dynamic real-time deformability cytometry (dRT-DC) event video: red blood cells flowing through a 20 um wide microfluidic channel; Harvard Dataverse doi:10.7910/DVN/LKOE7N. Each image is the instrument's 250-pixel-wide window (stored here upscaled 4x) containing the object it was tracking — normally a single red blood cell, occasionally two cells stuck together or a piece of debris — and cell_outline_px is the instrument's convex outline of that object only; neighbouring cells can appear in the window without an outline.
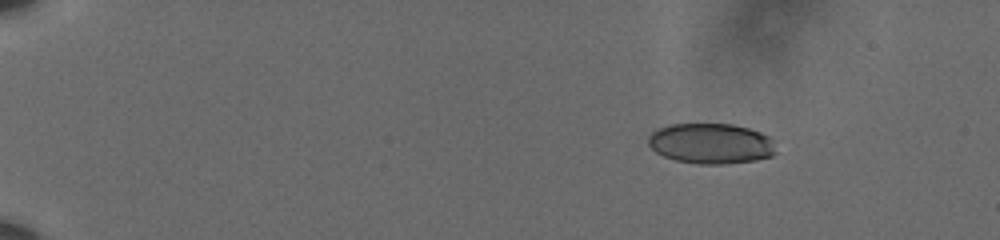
{"species": "human", "species_latin": "Homo sapiens", "temperature_condition": "cold", "stored_images_in_passage": 16, "camera_frame_rate_fps": 3000, "um_per_image_px": 0.085, "donor": {"sex": "male"}, "frame": {"image": 1, "passage_image": 1, "time_ms": 0.0, "image_size_px": [1000, 240], "cell_outline_px": [[776, 152], [772, 156], [756, 160], [724, 164], [700, 164], [676, 160], [664, 156], [656, 152], [648, 144], [648, 136], [652, 132], [660, 128], [672, 124], [732, 124], [748, 128], [760, 132], [768, 136], [772, 140]], "centroid_in_image_um": [60.44, 12.2], "position_along_channel_um": 24.6, "area_um2": 30.0}}
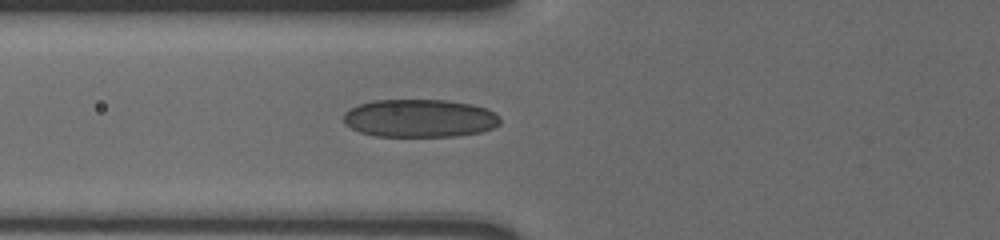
{"frame": {"image": 2, "passage_image": 14, "time_ms": 4.333, "image_size_px": [1000, 240], "cell_outline_px": [[500, 124], [492, 128], [480, 132], [456, 136], [376, 136], [360, 132], [344, 124], [344, 112], [360, 104], [372, 100], [444, 100], [472, 104], [496, 112], [500, 116]], "centroid_in_image_um": [35.69, 10.05], "position_along_channel_um": 90.1, "area_um2": 34.68}}
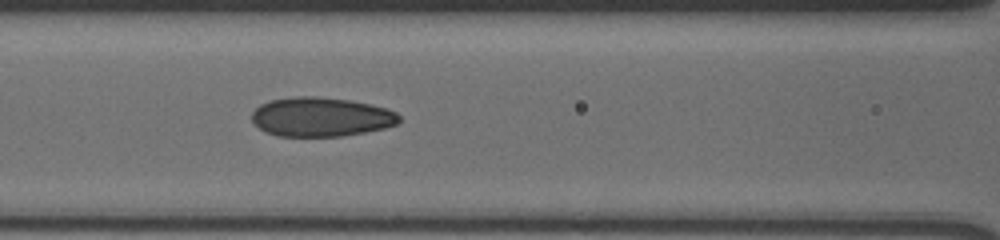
{"frame": {"image": 3, "passage_image": 16, "time_ms": 5.0, "image_size_px": [1000, 240], "cell_outline_px": [[400, 120], [396, 124], [384, 128], [364, 132], [340, 136], [276, 136], [264, 132], [252, 120], [252, 112], [260, 104], [272, 100], [296, 96], [316, 96], [348, 100], [368, 104], [384, 108], [396, 112], [400, 116]], "centroid_in_image_um": [27.25, 9.94], "position_along_channel_um": 139.3, "area_um2": 33.47}}